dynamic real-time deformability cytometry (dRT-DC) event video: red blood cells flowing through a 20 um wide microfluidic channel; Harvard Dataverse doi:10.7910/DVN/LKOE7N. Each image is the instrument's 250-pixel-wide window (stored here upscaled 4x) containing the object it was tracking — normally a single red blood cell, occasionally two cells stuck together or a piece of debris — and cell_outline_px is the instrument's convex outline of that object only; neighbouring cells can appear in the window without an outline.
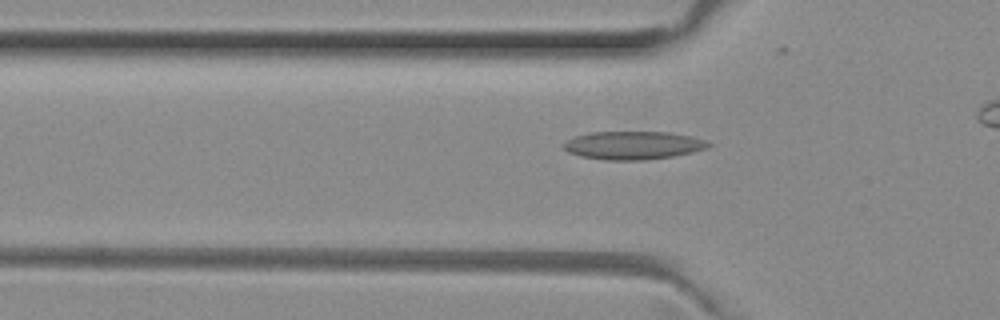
{"species": "common noctule bat (a hibernating species)", "species_latin": "Nyctalus noctula", "temperature_condition": "room temperature", "stored_images_in_passage": 41, "camera_frame_rate_fps": 3000, "um_per_image_px": 0.085, "animal": {"sex": "female", "body_mass_g": 29.2, "forearm_length_mm": 56.3}, "frame": {"image": 1, "passage_image": 16, "time_ms": 5.0, "image_size_px": [1000, 320], "cell_outline_px": [[712, 144], [708, 148], [692, 152], [672, 156], [640, 160], [608, 160], [580, 156], [568, 152], [564, 148], [564, 144], [568, 140], [576, 136], [588, 132], [668, 132], [692, 136], [704, 140]], "centroid_in_image_um": [53.83, 12.35], "position_along_channel_um": 72.0, "area_um2": 23.58}}
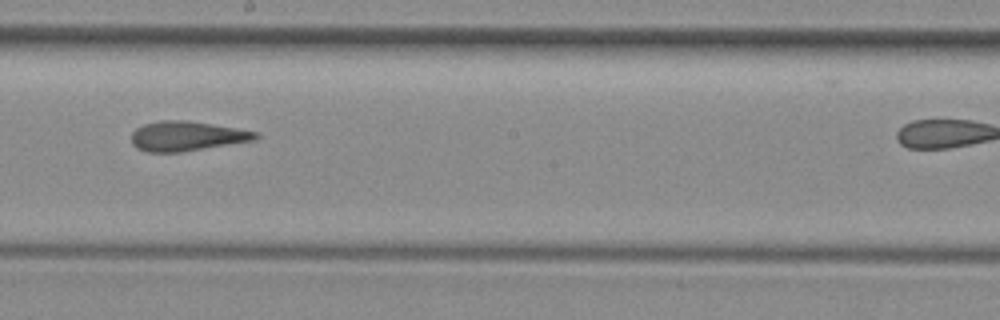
{"frame": {"image": 2, "passage_image": 28, "time_ms": 9.0, "image_size_px": [1000, 320], "cell_outline_px": [[260, 136], [256, 140], [180, 152], [148, 152], [136, 148], [132, 144], [132, 132], [136, 128], [144, 124], [160, 120], [188, 120], [260, 132]], "centroid_in_image_um": [15.89, 11.56], "position_along_channel_um": 232.3, "area_um2": 21.56}}
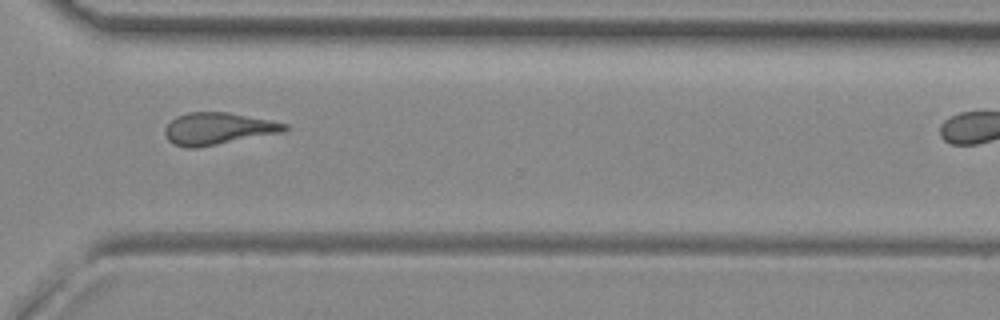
{"frame": {"image": 3, "passage_image": 37, "time_ms": 12.0, "image_size_px": [1000, 320], "cell_outline_px": [[288, 128], [284, 132], [196, 148], [184, 148], [172, 144], [168, 140], [164, 132], [164, 128], [176, 116], [188, 112], [228, 112], [288, 124]], "centroid_in_image_um": [18.49, 10.94], "position_along_channel_um": 352.1, "area_um2": 22.31}}